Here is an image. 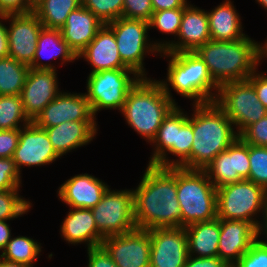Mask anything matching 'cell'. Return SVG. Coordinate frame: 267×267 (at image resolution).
I'll return each instance as SVG.
<instances>
[{
    "label": "cell",
    "instance_id": "cell-6",
    "mask_svg": "<svg viewBox=\"0 0 267 267\" xmlns=\"http://www.w3.org/2000/svg\"><path fill=\"white\" fill-rule=\"evenodd\" d=\"M181 227L217 218V188L204 170L177 167Z\"/></svg>",
    "mask_w": 267,
    "mask_h": 267
},
{
    "label": "cell",
    "instance_id": "cell-26",
    "mask_svg": "<svg viewBox=\"0 0 267 267\" xmlns=\"http://www.w3.org/2000/svg\"><path fill=\"white\" fill-rule=\"evenodd\" d=\"M104 23L82 5L70 12L60 29L63 40L78 55L96 36Z\"/></svg>",
    "mask_w": 267,
    "mask_h": 267
},
{
    "label": "cell",
    "instance_id": "cell-7",
    "mask_svg": "<svg viewBox=\"0 0 267 267\" xmlns=\"http://www.w3.org/2000/svg\"><path fill=\"white\" fill-rule=\"evenodd\" d=\"M183 110L180 105H176L164 118L150 143L154 148L148 164L179 167L190 156L194 134L188 114ZM168 154L175 159H171Z\"/></svg>",
    "mask_w": 267,
    "mask_h": 267
},
{
    "label": "cell",
    "instance_id": "cell-16",
    "mask_svg": "<svg viewBox=\"0 0 267 267\" xmlns=\"http://www.w3.org/2000/svg\"><path fill=\"white\" fill-rule=\"evenodd\" d=\"M61 158L54 150L45 129L37 127L33 122L20 129L19 143L12 159L21 174L24 167L44 166Z\"/></svg>",
    "mask_w": 267,
    "mask_h": 267
},
{
    "label": "cell",
    "instance_id": "cell-43",
    "mask_svg": "<svg viewBox=\"0 0 267 267\" xmlns=\"http://www.w3.org/2000/svg\"><path fill=\"white\" fill-rule=\"evenodd\" d=\"M87 254V267H118L102 245L87 249Z\"/></svg>",
    "mask_w": 267,
    "mask_h": 267
},
{
    "label": "cell",
    "instance_id": "cell-39",
    "mask_svg": "<svg viewBox=\"0 0 267 267\" xmlns=\"http://www.w3.org/2000/svg\"><path fill=\"white\" fill-rule=\"evenodd\" d=\"M21 174L15 166V162L10 158H0V190L20 189Z\"/></svg>",
    "mask_w": 267,
    "mask_h": 267
},
{
    "label": "cell",
    "instance_id": "cell-25",
    "mask_svg": "<svg viewBox=\"0 0 267 267\" xmlns=\"http://www.w3.org/2000/svg\"><path fill=\"white\" fill-rule=\"evenodd\" d=\"M60 226V235L64 240L76 246L86 244L87 249L100 246L104 237L97 229L91 209L70 208Z\"/></svg>",
    "mask_w": 267,
    "mask_h": 267
},
{
    "label": "cell",
    "instance_id": "cell-4",
    "mask_svg": "<svg viewBox=\"0 0 267 267\" xmlns=\"http://www.w3.org/2000/svg\"><path fill=\"white\" fill-rule=\"evenodd\" d=\"M160 56L169 58L167 77L159 82L172 101L176 103L171 88L183 98L192 100V105L215 101L219 86L213 81L205 62L195 51L177 53L161 51Z\"/></svg>",
    "mask_w": 267,
    "mask_h": 267
},
{
    "label": "cell",
    "instance_id": "cell-45",
    "mask_svg": "<svg viewBox=\"0 0 267 267\" xmlns=\"http://www.w3.org/2000/svg\"><path fill=\"white\" fill-rule=\"evenodd\" d=\"M184 267H230L218 256L215 257H193L188 255Z\"/></svg>",
    "mask_w": 267,
    "mask_h": 267
},
{
    "label": "cell",
    "instance_id": "cell-3",
    "mask_svg": "<svg viewBox=\"0 0 267 267\" xmlns=\"http://www.w3.org/2000/svg\"><path fill=\"white\" fill-rule=\"evenodd\" d=\"M195 52L205 62L210 76L219 87L248 79L262 64L260 42L249 36L235 41L209 40Z\"/></svg>",
    "mask_w": 267,
    "mask_h": 267
},
{
    "label": "cell",
    "instance_id": "cell-22",
    "mask_svg": "<svg viewBox=\"0 0 267 267\" xmlns=\"http://www.w3.org/2000/svg\"><path fill=\"white\" fill-rule=\"evenodd\" d=\"M110 186L92 174L70 177L57 190L58 199L70 208L95 207Z\"/></svg>",
    "mask_w": 267,
    "mask_h": 267
},
{
    "label": "cell",
    "instance_id": "cell-14",
    "mask_svg": "<svg viewBox=\"0 0 267 267\" xmlns=\"http://www.w3.org/2000/svg\"><path fill=\"white\" fill-rule=\"evenodd\" d=\"M203 170L216 188L248 179L250 170L249 144L238 137Z\"/></svg>",
    "mask_w": 267,
    "mask_h": 267
},
{
    "label": "cell",
    "instance_id": "cell-23",
    "mask_svg": "<svg viewBox=\"0 0 267 267\" xmlns=\"http://www.w3.org/2000/svg\"><path fill=\"white\" fill-rule=\"evenodd\" d=\"M78 60L83 58L92 70L90 73L101 70L129 69L121 60L113 30L104 24L94 39L77 55Z\"/></svg>",
    "mask_w": 267,
    "mask_h": 267
},
{
    "label": "cell",
    "instance_id": "cell-50",
    "mask_svg": "<svg viewBox=\"0 0 267 267\" xmlns=\"http://www.w3.org/2000/svg\"><path fill=\"white\" fill-rule=\"evenodd\" d=\"M261 234L264 235L265 238H260V235ZM258 237L260 239H266L264 241H267V189H266V192H265V202H264L263 218H262V221H261V223L259 225V228H258Z\"/></svg>",
    "mask_w": 267,
    "mask_h": 267
},
{
    "label": "cell",
    "instance_id": "cell-32",
    "mask_svg": "<svg viewBox=\"0 0 267 267\" xmlns=\"http://www.w3.org/2000/svg\"><path fill=\"white\" fill-rule=\"evenodd\" d=\"M81 6V0H45L34 12L43 27L61 29L71 11Z\"/></svg>",
    "mask_w": 267,
    "mask_h": 267
},
{
    "label": "cell",
    "instance_id": "cell-20",
    "mask_svg": "<svg viewBox=\"0 0 267 267\" xmlns=\"http://www.w3.org/2000/svg\"><path fill=\"white\" fill-rule=\"evenodd\" d=\"M58 82L57 70L29 69L20 97L31 121L59 95Z\"/></svg>",
    "mask_w": 267,
    "mask_h": 267
},
{
    "label": "cell",
    "instance_id": "cell-30",
    "mask_svg": "<svg viewBox=\"0 0 267 267\" xmlns=\"http://www.w3.org/2000/svg\"><path fill=\"white\" fill-rule=\"evenodd\" d=\"M30 67L7 56L0 58V95H20Z\"/></svg>",
    "mask_w": 267,
    "mask_h": 267
},
{
    "label": "cell",
    "instance_id": "cell-18",
    "mask_svg": "<svg viewBox=\"0 0 267 267\" xmlns=\"http://www.w3.org/2000/svg\"><path fill=\"white\" fill-rule=\"evenodd\" d=\"M7 35L9 56L16 61L30 65L34 60L36 45L43 27L34 12L8 14Z\"/></svg>",
    "mask_w": 267,
    "mask_h": 267
},
{
    "label": "cell",
    "instance_id": "cell-29",
    "mask_svg": "<svg viewBox=\"0 0 267 267\" xmlns=\"http://www.w3.org/2000/svg\"><path fill=\"white\" fill-rule=\"evenodd\" d=\"M188 255L193 257L218 256L220 219L196 222L185 227Z\"/></svg>",
    "mask_w": 267,
    "mask_h": 267
},
{
    "label": "cell",
    "instance_id": "cell-47",
    "mask_svg": "<svg viewBox=\"0 0 267 267\" xmlns=\"http://www.w3.org/2000/svg\"><path fill=\"white\" fill-rule=\"evenodd\" d=\"M153 12L176 9V8H186L190 2L187 0H151Z\"/></svg>",
    "mask_w": 267,
    "mask_h": 267
},
{
    "label": "cell",
    "instance_id": "cell-49",
    "mask_svg": "<svg viewBox=\"0 0 267 267\" xmlns=\"http://www.w3.org/2000/svg\"><path fill=\"white\" fill-rule=\"evenodd\" d=\"M11 228L8 221L0 220V253L7 246L8 241L11 239Z\"/></svg>",
    "mask_w": 267,
    "mask_h": 267
},
{
    "label": "cell",
    "instance_id": "cell-37",
    "mask_svg": "<svg viewBox=\"0 0 267 267\" xmlns=\"http://www.w3.org/2000/svg\"><path fill=\"white\" fill-rule=\"evenodd\" d=\"M249 162L247 180L267 189V147L249 145Z\"/></svg>",
    "mask_w": 267,
    "mask_h": 267
},
{
    "label": "cell",
    "instance_id": "cell-5",
    "mask_svg": "<svg viewBox=\"0 0 267 267\" xmlns=\"http://www.w3.org/2000/svg\"><path fill=\"white\" fill-rule=\"evenodd\" d=\"M176 105L159 80L140 78L129 90L121 114L128 126L151 143L164 118Z\"/></svg>",
    "mask_w": 267,
    "mask_h": 267
},
{
    "label": "cell",
    "instance_id": "cell-2",
    "mask_svg": "<svg viewBox=\"0 0 267 267\" xmlns=\"http://www.w3.org/2000/svg\"><path fill=\"white\" fill-rule=\"evenodd\" d=\"M192 107V115L188 114V121L192 124L194 134L191 153L179 167L203 170L239 135L232 121L215 102Z\"/></svg>",
    "mask_w": 267,
    "mask_h": 267
},
{
    "label": "cell",
    "instance_id": "cell-40",
    "mask_svg": "<svg viewBox=\"0 0 267 267\" xmlns=\"http://www.w3.org/2000/svg\"><path fill=\"white\" fill-rule=\"evenodd\" d=\"M153 14L151 0H124L123 18L149 22Z\"/></svg>",
    "mask_w": 267,
    "mask_h": 267
},
{
    "label": "cell",
    "instance_id": "cell-12",
    "mask_svg": "<svg viewBox=\"0 0 267 267\" xmlns=\"http://www.w3.org/2000/svg\"><path fill=\"white\" fill-rule=\"evenodd\" d=\"M91 211L97 229L104 238L137 229L134 218L133 189L111 190L109 187Z\"/></svg>",
    "mask_w": 267,
    "mask_h": 267
},
{
    "label": "cell",
    "instance_id": "cell-48",
    "mask_svg": "<svg viewBox=\"0 0 267 267\" xmlns=\"http://www.w3.org/2000/svg\"><path fill=\"white\" fill-rule=\"evenodd\" d=\"M6 21L7 15L0 16V58L9 56L7 26L3 23Z\"/></svg>",
    "mask_w": 267,
    "mask_h": 267
},
{
    "label": "cell",
    "instance_id": "cell-10",
    "mask_svg": "<svg viewBox=\"0 0 267 267\" xmlns=\"http://www.w3.org/2000/svg\"><path fill=\"white\" fill-rule=\"evenodd\" d=\"M141 77L131 69L101 70L89 73L86 82L85 95L92 112L118 109L124 107L129 90Z\"/></svg>",
    "mask_w": 267,
    "mask_h": 267
},
{
    "label": "cell",
    "instance_id": "cell-19",
    "mask_svg": "<svg viewBox=\"0 0 267 267\" xmlns=\"http://www.w3.org/2000/svg\"><path fill=\"white\" fill-rule=\"evenodd\" d=\"M209 40L211 36L207 11L190 3L184 9L177 39H163L160 41V50L172 53L192 52Z\"/></svg>",
    "mask_w": 267,
    "mask_h": 267
},
{
    "label": "cell",
    "instance_id": "cell-35",
    "mask_svg": "<svg viewBox=\"0 0 267 267\" xmlns=\"http://www.w3.org/2000/svg\"><path fill=\"white\" fill-rule=\"evenodd\" d=\"M184 9L176 8L153 12L149 21L150 30L155 28L162 34L174 35L176 38L180 30Z\"/></svg>",
    "mask_w": 267,
    "mask_h": 267
},
{
    "label": "cell",
    "instance_id": "cell-27",
    "mask_svg": "<svg viewBox=\"0 0 267 267\" xmlns=\"http://www.w3.org/2000/svg\"><path fill=\"white\" fill-rule=\"evenodd\" d=\"M59 58L61 65L78 60L77 55L63 40L60 29L42 27L34 55L33 62L29 65L30 69L38 70H57L56 65L50 63L52 59ZM47 59L48 62H42ZM50 60V62H49Z\"/></svg>",
    "mask_w": 267,
    "mask_h": 267
},
{
    "label": "cell",
    "instance_id": "cell-42",
    "mask_svg": "<svg viewBox=\"0 0 267 267\" xmlns=\"http://www.w3.org/2000/svg\"><path fill=\"white\" fill-rule=\"evenodd\" d=\"M20 129L0 130V158H10L19 143Z\"/></svg>",
    "mask_w": 267,
    "mask_h": 267
},
{
    "label": "cell",
    "instance_id": "cell-11",
    "mask_svg": "<svg viewBox=\"0 0 267 267\" xmlns=\"http://www.w3.org/2000/svg\"><path fill=\"white\" fill-rule=\"evenodd\" d=\"M214 102L232 121L238 135L267 115L248 79L222 84Z\"/></svg>",
    "mask_w": 267,
    "mask_h": 267
},
{
    "label": "cell",
    "instance_id": "cell-13",
    "mask_svg": "<svg viewBox=\"0 0 267 267\" xmlns=\"http://www.w3.org/2000/svg\"><path fill=\"white\" fill-rule=\"evenodd\" d=\"M118 267H150L149 230L135 229L103 239L101 244Z\"/></svg>",
    "mask_w": 267,
    "mask_h": 267
},
{
    "label": "cell",
    "instance_id": "cell-41",
    "mask_svg": "<svg viewBox=\"0 0 267 267\" xmlns=\"http://www.w3.org/2000/svg\"><path fill=\"white\" fill-rule=\"evenodd\" d=\"M239 137L249 145L267 147V115L249 125Z\"/></svg>",
    "mask_w": 267,
    "mask_h": 267
},
{
    "label": "cell",
    "instance_id": "cell-52",
    "mask_svg": "<svg viewBox=\"0 0 267 267\" xmlns=\"http://www.w3.org/2000/svg\"><path fill=\"white\" fill-rule=\"evenodd\" d=\"M0 267H27V266L16 262H11L0 257Z\"/></svg>",
    "mask_w": 267,
    "mask_h": 267
},
{
    "label": "cell",
    "instance_id": "cell-24",
    "mask_svg": "<svg viewBox=\"0 0 267 267\" xmlns=\"http://www.w3.org/2000/svg\"><path fill=\"white\" fill-rule=\"evenodd\" d=\"M97 125L96 121H69L47 127L45 130L54 150L62 157L91 143L98 133Z\"/></svg>",
    "mask_w": 267,
    "mask_h": 267
},
{
    "label": "cell",
    "instance_id": "cell-21",
    "mask_svg": "<svg viewBox=\"0 0 267 267\" xmlns=\"http://www.w3.org/2000/svg\"><path fill=\"white\" fill-rule=\"evenodd\" d=\"M258 238V229L252 223L220 219L218 257L233 267Z\"/></svg>",
    "mask_w": 267,
    "mask_h": 267
},
{
    "label": "cell",
    "instance_id": "cell-54",
    "mask_svg": "<svg viewBox=\"0 0 267 267\" xmlns=\"http://www.w3.org/2000/svg\"><path fill=\"white\" fill-rule=\"evenodd\" d=\"M262 8L267 11V0H255Z\"/></svg>",
    "mask_w": 267,
    "mask_h": 267
},
{
    "label": "cell",
    "instance_id": "cell-33",
    "mask_svg": "<svg viewBox=\"0 0 267 267\" xmlns=\"http://www.w3.org/2000/svg\"><path fill=\"white\" fill-rule=\"evenodd\" d=\"M31 122L24 112L20 95H0V130L22 128Z\"/></svg>",
    "mask_w": 267,
    "mask_h": 267
},
{
    "label": "cell",
    "instance_id": "cell-9",
    "mask_svg": "<svg viewBox=\"0 0 267 267\" xmlns=\"http://www.w3.org/2000/svg\"><path fill=\"white\" fill-rule=\"evenodd\" d=\"M107 25L113 30L122 62L141 78H147L145 56L161 54L160 41L148 38L149 22L120 17Z\"/></svg>",
    "mask_w": 267,
    "mask_h": 267
},
{
    "label": "cell",
    "instance_id": "cell-28",
    "mask_svg": "<svg viewBox=\"0 0 267 267\" xmlns=\"http://www.w3.org/2000/svg\"><path fill=\"white\" fill-rule=\"evenodd\" d=\"M207 14L211 40L235 41L248 36L243 33L242 17L231 0H224Z\"/></svg>",
    "mask_w": 267,
    "mask_h": 267
},
{
    "label": "cell",
    "instance_id": "cell-53",
    "mask_svg": "<svg viewBox=\"0 0 267 267\" xmlns=\"http://www.w3.org/2000/svg\"><path fill=\"white\" fill-rule=\"evenodd\" d=\"M260 55H261V61L263 62V60L267 58V39L265 40L264 43H260Z\"/></svg>",
    "mask_w": 267,
    "mask_h": 267
},
{
    "label": "cell",
    "instance_id": "cell-46",
    "mask_svg": "<svg viewBox=\"0 0 267 267\" xmlns=\"http://www.w3.org/2000/svg\"><path fill=\"white\" fill-rule=\"evenodd\" d=\"M0 13L25 14V0H0Z\"/></svg>",
    "mask_w": 267,
    "mask_h": 267
},
{
    "label": "cell",
    "instance_id": "cell-8",
    "mask_svg": "<svg viewBox=\"0 0 267 267\" xmlns=\"http://www.w3.org/2000/svg\"><path fill=\"white\" fill-rule=\"evenodd\" d=\"M265 192L264 187L247 179L218 187L217 218L250 222L258 229L264 213Z\"/></svg>",
    "mask_w": 267,
    "mask_h": 267
},
{
    "label": "cell",
    "instance_id": "cell-17",
    "mask_svg": "<svg viewBox=\"0 0 267 267\" xmlns=\"http://www.w3.org/2000/svg\"><path fill=\"white\" fill-rule=\"evenodd\" d=\"M150 267H184L188 257L185 227L149 229Z\"/></svg>",
    "mask_w": 267,
    "mask_h": 267
},
{
    "label": "cell",
    "instance_id": "cell-36",
    "mask_svg": "<svg viewBox=\"0 0 267 267\" xmlns=\"http://www.w3.org/2000/svg\"><path fill=\"white\" fill-rule=\"evenodd\" d=\"M123 2L124 0H81V5L107 24L122 17Z\"/></svg>",
    "mask_w": 267,
    "mask_h": 267
},
{
    "label": "cell",
    "instance_id": "cell-31",
    "mask_svg": "<svg viewBox=\"0 0 267 267\" xmlns=\"http://www.w3.org/2000/svg\"><path fill=\"white\" fill-rule=\"evenodd\" d=\"M41 249L42 246L40 242L35 241L31 237L20 235L11 237L7 246L0 253V257L11 262L23 264L27 267H34L42 251Z\"/></svg>",
    "mask_w": 267,
    "mask_h": 267
},
{
    "label": "cell",
    "instance_id": "cell-44",
    "mask_svg": "<svg viewBox=\"0 0 267 267\" xmlns=\"http://www.w3.org/2000/svg\"><path fill=\"white\" fill-rule=\"evenodd\" d=\"M248 80L253 84L258 100L267 109V72H260L256 69Z\"/></svg>",
    "mask_w": 267,
    "mask_h": 267
},
{
    "label": "cell",
    "instance_id": "cell-51",
    "mask_svg": "<svg viewBox=\"0 0 267 267\" xmlns=\"http://www.w3.org/2000/svg\"><path fill=\"white\" fill-rule=\"evenodd\" d=\"M45 0H25V14L35 12Z\"/></svg>",
    "mask_w": 267,
    "mask_h": 267
},
{
    "label": "cell",
    "instance_id": "cell-34",
    "mask_svg": "<svg viewBox=\"0 0 267 267\" xmlns=\"http://www.w3.org/2000/svg\"><path fill=\"white\" fill-rule=\"evenodd\" d=\"M19 190H0V220H14L27 214L31 209L32 203L21 196Z\"/></svg>",
    "mask_w": 267,
    "mask_h": 267
},
{
    "label": "cell",
    "instance_id": "cell-1",
    "mask_svg": "<svg viewBox=\"0 0 267 267\" xmlns=\"http://www.w3.org/2000/svg\"><path fill=\"white\" fill-rule=\"evenodd\" d=\"M133 191L137 229L181 227L177 167L147 164L140 183Z\"/></svg>",
    "mask_w": 267,
    "mask_h": 267
},
{
    "label": "cell",
    "instance_id": "cell-15",
    "mask_svg": "<svg viewBox=\"0 0 267 267\" xmlns=\"http://www.w3.org/2000/svg\"><path fill=\"white\" fill-rule=\"evenodd\" d=\"M96 120L85 93H68L63 90L32 122L45 129L63 122Z\"/></svg>",
    "mask_w": 267,
    "mask_h": 267
},
{
    "label": "cell",
    "instance_id": "cell-38",
    "mask_svg": "<svg viewBox=\"0 0 267 267\" xmlns=\"http://www.w3.org/2000/svg\"><path fill=\"white\" fill-rule=\"evenodd\" d=\"M233 267H267V241L258 238Z\"/></svg>",
    "mask_w": 267,
    "mask_h": 267
}]
</instances>
